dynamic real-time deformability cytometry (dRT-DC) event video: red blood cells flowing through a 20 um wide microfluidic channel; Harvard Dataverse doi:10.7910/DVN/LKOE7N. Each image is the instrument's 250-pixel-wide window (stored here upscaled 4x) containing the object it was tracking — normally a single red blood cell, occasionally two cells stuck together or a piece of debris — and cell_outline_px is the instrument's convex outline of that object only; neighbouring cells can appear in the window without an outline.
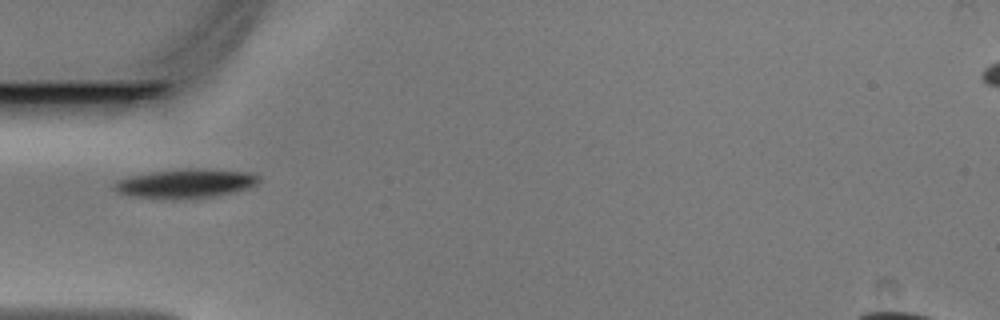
{"species": "Egyptian fruit bat (a non-hibernating species)", "species_latin": "Rousettus aegyptiacus", "temperature_condition": "warm", "stored_images_in_passage": 30, "camera_frame_rate_fps": 3000, "um_per_image_px": 0.085, "animal": {"sex": "male"}, "frame": {"image": 1, "passage_image": 2, "time_ms": 0.333, "image_size_px": [1000, 320], "cell_outline_px": [[260, 180], [256, 184], [248, 188], [216, 196], [132, 196], [120, 192], [112, 188], [112, 184], [116, 180], [132, 176], [152, 172], [184, 168], [212, 168], [248, 172], [260, 176]], "centroid_in_image_um": [15.85, 15.53], "position_along_channel_um": 69.2, "area_um2": 23.58}}
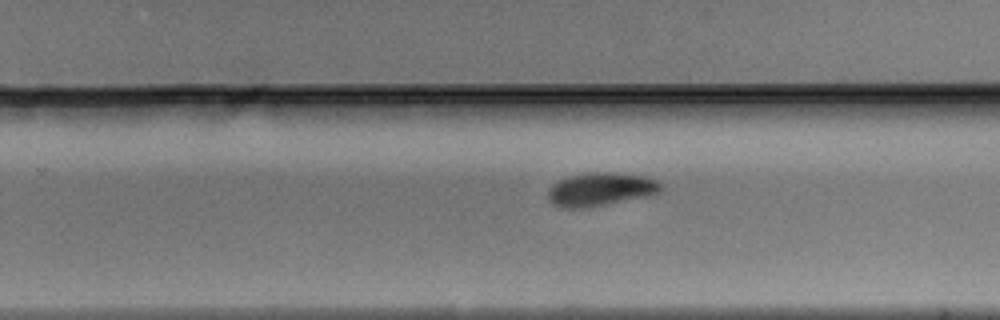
{"frame": {"image": 2, "passage_image": 17, "time_ms": 5.333, "image_size_px": [1000, 320], "cell_outline_px": [[660, 192], [652, 196], [588, 208], [564, 208], [552, 204], [548, 200], [548, 192], [552, 184], [568, 176], [584, 172], [612, 172], [644, 176], [656, 180], [660, 184]], "centroid_in_image_um": [51.04, 16.1], "position_along_channel_um": 278.8, "area_um2": 22.31}}
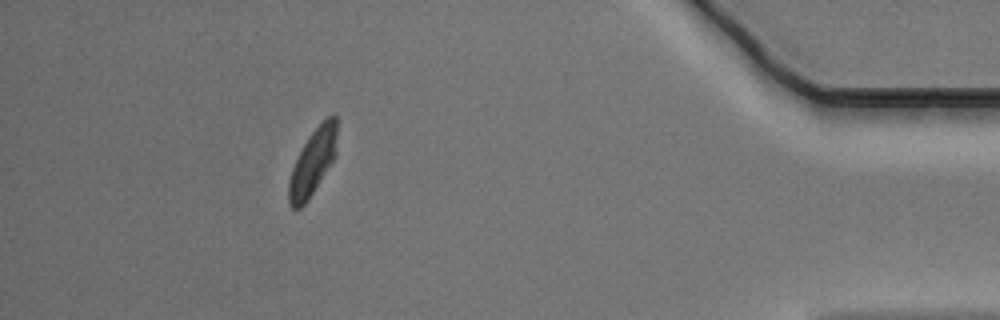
{"frame": {"image": 3, "passage_image": 30, "time_ms": 9.667, "image_size_px": [1000, 320], "cell_outline_px": [[336, 152], [332, 160], [308, 200], [300, 208], [292, 208], [288, 200], [288, 184], [292, 168], [308, 136], [328, 116], [336, 116]], "centroid_in_image_um": [26.56, 13.8], "position_along_channel_um": 408.6, "area_um2": 17.86}}